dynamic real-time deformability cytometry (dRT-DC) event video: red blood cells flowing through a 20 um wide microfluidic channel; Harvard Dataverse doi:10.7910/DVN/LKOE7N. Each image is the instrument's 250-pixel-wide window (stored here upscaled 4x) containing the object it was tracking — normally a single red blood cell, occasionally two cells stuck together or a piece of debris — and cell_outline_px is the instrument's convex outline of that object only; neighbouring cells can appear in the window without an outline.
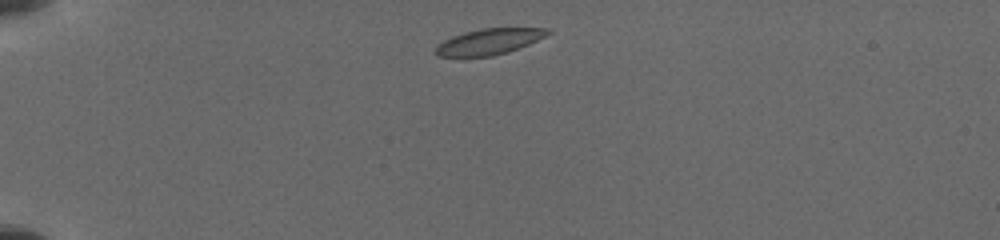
{"species": "common noctule bat (a hibernating species)", "species_latin": "Nyctalus noctula", "temperature_condition": "cold", "stored_images_in_passage": 5, "camera_frame_rate_fps": 3000, "um_per_image_px": 0.085, "animal": {"sex": "female", "body_mass_g": 19.5, "forearm_length_mm": 54.1}, "frame": {"image": 1, "passage_image": 1, "time_ms": 0.0, "image_size_px": [1000, 240], "cell_outline_px": [[552, 32], [528, 44], [508, 52], [492, 56], [436, 56], [436, 44], [452, 36], [464, 32], [484, 28], [548, 28]], "centroid_in_image_um": [41.55, 3.53], "position_along_channel_um": 43.4, "area_um2": 16.7}}
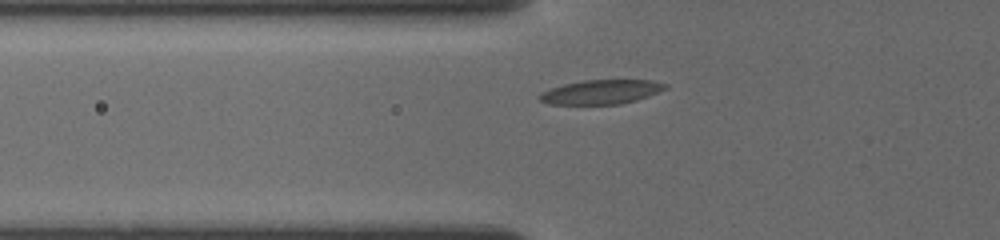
{"frame": {"image": 2, "passage_image": 4, "time_ms": 2.0, "image_size_px": [1000, 240], "cell_outline_px": [[668, 88], [648, 96], [636, 100], [620, 104], [548, 104], [540, 100], [536, 96], [540, 92], [564, 84], [584, 80], [652, 80], [668, 84]], "centroid_in_image_um": [51.09, 7.81], "position_along_channel_um": 74.7, "area_um2": 17.8}}